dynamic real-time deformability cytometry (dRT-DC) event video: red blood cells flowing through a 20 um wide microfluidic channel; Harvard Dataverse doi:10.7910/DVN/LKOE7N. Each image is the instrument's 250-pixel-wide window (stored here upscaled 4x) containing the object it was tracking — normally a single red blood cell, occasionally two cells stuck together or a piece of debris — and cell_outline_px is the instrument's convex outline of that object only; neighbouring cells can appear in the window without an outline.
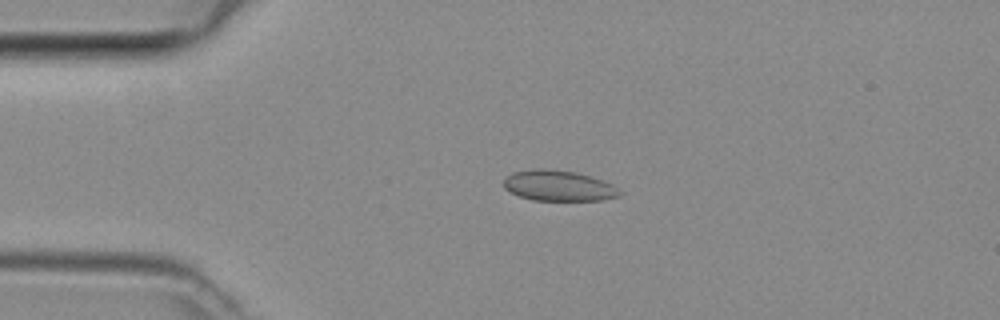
{"species": "common noctule bat (a hibernating species)", "species_latin": "Nyctalus noctula", "temperature_condition": "room temperature", "stored_images_in_passage": 38, "camera_frame_rate_fps": 3000, "um_per_image_px": 0.085, "animal": {"sex": "female", "body_mass_g": 29.2, "forearm_length_mm": 56.3}, "frame": {"image": 1, "passage_image": 7, "time_ms": 2.0, "image_size_px": [1000, 320], "cell_outline_px": [[624, 192], [620, 196], [604, 200], [532, 200], [520, 196], [504, 188], [504, 180], [512, 172], [536, 168], [540, 168], [572, 172], [588, 176], [612, 184]], "centroid_in_image_um": [47.5, 15.8], "position_along_channel_um": 37.5, "area_um2": 20.46}}
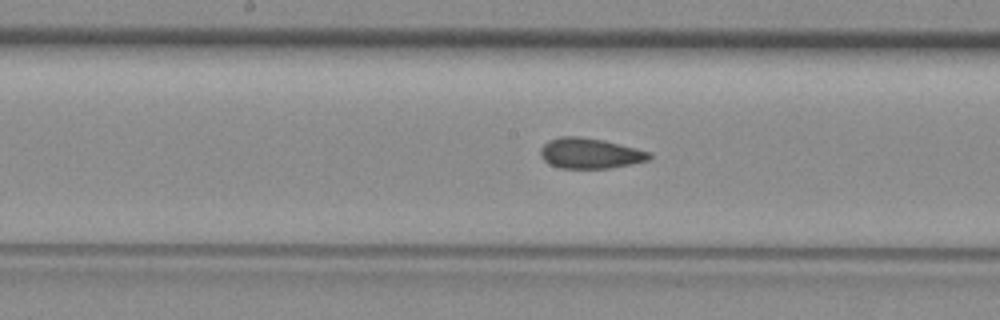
{"frame": {"image": 2, "passage_image": 20, "time_ms": 6.333, "image_size_px": [1000, 320], "cell_outline_px": [[652, 156], [648, 160], [612, 168], [560, 168], [548, 164], [540, 156], [540, 148], [548, 140], [560, 136], [580, 136], [604, 140], [652, 152]], "centroid_in_image_um": [50.13, 13.03], "position_along_channel_um": 198.1, "area_um2": 19.48}}
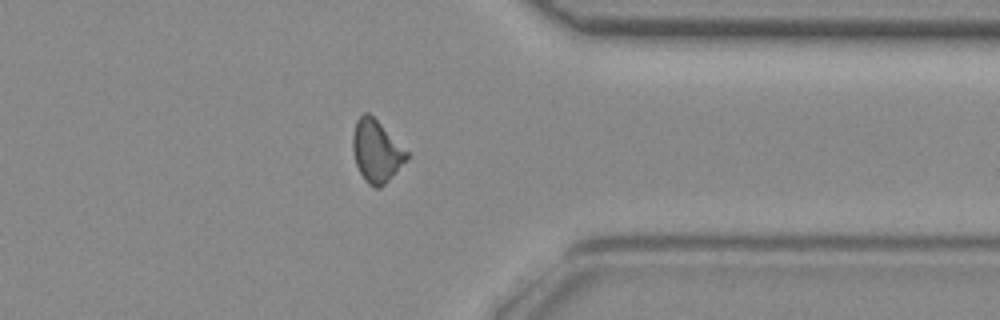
{"frame": {"image": 3, "passage_image": 33, "time_ms": 10.667, "image_size_px": [1000, 320], "cell_outline_px": [[408, 160], [380, 188], [376, 188], [368, 184], [364, 180], [356, 164], [352, 148], [352, 136], [356, 120], [364, 112], [368, 112], [408, 152]], "centroid_in_image_um": [31.98, 12.86], "position_along_channel_um": 379.4, "area_um2": 19.31}}